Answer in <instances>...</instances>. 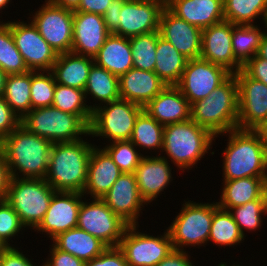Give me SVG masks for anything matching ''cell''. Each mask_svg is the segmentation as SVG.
I'll return each mask as SVG.
<instances>
[{"instance_id":"36","label":"cell","mask_w":267,"mask_h":266,"mask_svg":"<svg viewBox=\"0 0 267 266\" xmlns=\"http://www.w3.org/2000/svg\"><path fill=\"white\" fill-rule=\"evenodd\" d=\"M84 90L56 83L52 106L78 115L88 126L92 119L93 106L87 105Z\"/></svg>"},{"instance_id":"41","label":"cell","mask_w":267,"mask_h":266,"mask_svg":"<svg viewBox=\"0 0 267 266\" xmlns=\"http://www.w3.org/2000/svg\"><path fill=\"white\" fill-rule=\"evenodd\" d=\"M241 233L246 237L245 231L260 230L263 215H267V193L260 199L247 202L229 210ZM260 227V228H259Z\"/></svg>"},{"instance_id":"43","label":"cell","mask_w":267,"mask_h":266,"mask_svg":"<svg viewBox=\"0 0 267 266\" xmlns=\"http://www.w3.org/2000/svg\"><path fill=\"white\" fill-rule=\"evenodd\" d=\"M103 148L122 173H134L143 157V154L137 151V147L130 140L113 141Z\"/></svg>"},{"instance_id":"40","label":"cell","mask_w":267,"mask_h":266,"mask_svg":"<svg viewBox=\"0 0 267 266\" xmlns=\"http://www.w3.org/2000/svg\"><path fill=\"white\" fill-rule=\"evenodd\" d=\"M159 36V31H152L129 38L134 68L144 71H154Z\"/></svg>"},{"instance_id":"38","label":"cell","mask_w":267,"mask_h":266,"mask_svg":"<svg viewBox=\"0 0 267 266\" xmlns=\"http://www.w3.org/2000/svg\"><path fill=\"white\" fill-rule=\"evenodd\" d=\"M257 25H235L232 34V48L235 59L244 66L259 49L262 35Z\"/></svg>"},{"instance_id":"26","label":"cell","mask_w":267,"mask_h":266,"mask_svg":"<svg viewBox=\"0 0 267 266\" xmlns=\"http://www.w3.org/2000/svg\"><path fill=\"white\" fill-rule=\"evenodd\" d=\"M166 7L201 30L225 20L223 0H166Z\"/></svg>"},{"instance_id":"27","label":"cell","mask_w":267,"mask_h":266,"mask_svg":"<svg viewBox=\"0 0 267 266\" xmlns=\"http://www.w3.org/2000/svg\"><path fill=\"white\" fill-rule=\"evenodd\" d=\"M93 59L96 65L118 77L127 73L133 68L129 38L111 33Z\"/></svg>"},{"instance_id":"10","label":"cell","mask_w":267,"mask_h":266,"mask_svg":"<svg viewBox=\"0 0 267 266\" xmlns=\"http://www.w3.org/2000/svg\"><path fill=\"white\" fill-rule=\"evenodd\" d=\"M180 213L168 228L174 250L185 251L183 247L204 246L209 242V234L215 202L196 203L184 201Z\"/></svg>"},{"instance_id":"59","label":"cell","mask_w":267,"mask_h":266,"mask_svg":"<svg viewBox=\"0 0 267 266\" xmlns=\"http://www.w3.org/2000/svg\"><path fill=\"white\" fill-rule=\"evenodd\" d=\"M218 266H229V265H227V263H225V262H224V263H223V262H221V263H219V265H218ZM231 266H243V265H239V264H238V265H237V264H236V265H234V264H232Z\"/></svg>"},{"instance_id":"29","label":"cell","mask_w":267,"mask_h":266,"mask_svg":"<svg viewBox=\"0 0 267 266\" xmlns=\"http://www.w3.org/2000/svg\"><path fill=\"white\" fill-rule=\"evenodd\" d=\"M93 64V57L67 52L58 54L51 71L56 83L84 90Z\"/></svg>"},{"instance_id":"20","label":"cell","mask_w":267,"mask_h":266,"mask_svg":"<svg viewBox=\"0 0 267 266\" xmlns=\"http://www.w3.org/2000/svg\"><path fill=\"white\" fill-rule=\"evenodd\" d=\"M159 32L187 59L200 58L202 30L178 18L167 7L160 16Z\"/></svg>"},{"instance_id":"55","label":"cell","mask_w":267,"mask_h":266,"mask_svg":"<svg viewBox=\"0 0 267 266\" xmlns=\"http://www.w3.org/2000/svg\"><path fill=\"white\" fill-rule=\"evenodd\" d=\"M267 148V118L254 129Z\"/></svg>"},{"instance_id":"16","label":"cell","mask_w":267,"mask_h":266,"mask_svg":"<svg viewBox=\"0 0 267 266\" xmlns=\"http://www.w3.org/2000/svg\"><path fill=\"white\" fill-rule=\"evenodd\" d=\"M234 75L238 83V128L254 130L267 118V85L242 69Z\"/></svg>"},{"instance_id":"46","label":"cell","mask_w":267,"mask_h":266,"mask_svg":"<svg viewBox=\"0 0 267 266\" xmlns=\"http://www.w3.org/2000/svg\"><path fill=\"white\" fill-rule=\"evenodd\" d=\"M85 266H128V264L118 247H108L98 257L85 262Z\"/></svg>"},{"instance_id":"39","label":"cell","mask_w":267,"mask_h":266,"mask_svg":"<svg viewBox=\"0 0 267 266\" xmlns=\"http://www.w3.org/2000/svg\"><path fill=\"white\" fill-rule=\"evenodd\" d=\"M0 69L7 75L23 74L29 71L15 46L9 24L3 21H0Z\"/></svg>"},{"instance_id":"9","label":"cell","mask_w":267,"mask_h":266,"mask_svg":"<svg viewBox=\"0 0 267 266\" xmlns=\"http://www.w3.org/2000/svg\"><path fill=\"white\" fill-rule=\"evenodd\" d=\"M97 105L93 104L89 135L107 138L108 142L130 140L136 119L144 107L121 98Z\"/></svg>"},{"instance_id":"19","label":"cell","mask_w":267,"mask_h":266,"mask_svg":"<svg viewBox=\"0 0 267 266\" xmlns=\"http://www.w3.org/2000/svg\"><path fill=\"white\" fill-rule=\"evenodd\" d=\"M101 199L129 225H138L146 204L140 195L134 173H122Z\"/></svg>"},{"instance_id":"56","label":"cell","mask_w":267,"mask_h":266,"mask_svg":"<svg viewBox=\"0 0 267 266\" xmlns=\"http://www.w3.org/2000/svg\"><path fill=\"white\" fill-rule=\"evenodd\" d=\"M7 74L0 69V96H3Z\"/></svg>"},{"instance_id":"49","label":"cell","mask_w":267,"mask_h":266,"mask_svg":"<svg viewBox=\"0 0 267 266\" xmlns=\"http://www.w3.org/2000/svg\"><path fill=\"white\" fill-rule=\"evenodd\" d=\"M18 249L19 248H15L12 245L4 250L1 253L0 266H35V264L31 262V259L29 260L26 254L24 255L23 252H20Z\"/></svg>"},{"instance_id":"28","label":"cell","mask_w":267,"mask_h":266,"mask_svg":"<svg viewBox=\"0 0 267 266\" xmlns=\"http://www.w3.org/2000/svg\"><path fill=\"white\" fill-rule=\"evenodd\" d=\"M267 177H245L236 180L223 181L224 184L220 201V208L230 210L247 202L262 198L267 193Z\"/></svg>"},{"instance_id":"33","label":"cell","mask_w":267,"mask_h":266,"mask_svg":"<svg viewBox=\"0 0 267 266\" xmlns=\"http://www.w3.org/2000/svg\"><path fill=\"white\" fill-rule=\"evenodd\" d=\"M30 87L31 71L7 75L3 98L21 119L32 109Z\"/></svg>"},{"instance_id":"1","label":"cell","mask_w":267,"mask_h":266,"mask_svg":"<svg viewBox=\"0 0 267 266\" xmlns=\"http://www.w3.org/2000/svg\"><path fill=\"white\" fill-rule=\"evenodd\" d=\"M52 145L20 124L0 142L11 178L45 179Z\"/></svg>"},{"instance_id":"37","label":"cell","mask_w":267,"mask_h":266,"mask_svg":"<svg viewBox=\"0 0 267 266\" xmlns=\"http://www.w3.org/2000/svg\"><path fill=\"white\" fill-rule=\"evenodd\" d=\"M163 133L164 126L143 110L136 119L130 141L143 150L146 148L162 152Z\"/></svg>"},{"instance_id":"5","label":"cell","mask_w":267,"mask_h":266,"mask_svg":"<svg viewBox=\"0 0 267 266\" xmlns=\"http://www.w3.org/2000/svg\"><path fill=\"white\" fill-rule=\"evenodd\" d=\"M166 0H112L102 15L110 33L133 37L159 31Z\"/></svg>"},{"instance_id":"52","label":"cell","mask_w":267,"mask_h":266,"mask_svg":"<svg viewBox=\"0 0 267 266\" xmlns=\"http://www.w3.org/2000/svg\"><path fill=\"white\" fill-rule=\"evenodd\" d=\"M112 0H81L75 11L103 15Z\"/></svg>"},{"instance_id":"32","label":"cell","mask_w":267,"mask_h":266,"mask_svg":"<svg viewBox=\"0 0 267 266\" xmlns=\"http://www.w3.org/2000/svg\"><path fill=\"white\" fill-rule=\"evenodd\" d=\"M84 93L86 98L91 95L95 102L99 101L98 106L118 100L120 99L118 76L94 63Z\"/></svg>"},{"instance_id":"2","label":"cell","mask_w":267,"mask_h":266,"mask_svg":"<svg viewBox=\"0 0 267 266\" xmlns=\"http://www.w3.org/2000/svg\"><path fill=\"white\" fill-rule=\"evenodd\" d=\"M227 147L222 152L223 180L245 177H267V148L252 129H233L227 132Z\"/></svg>"},{"instance_id":"51","label":"cell","mask_w":267,"mask_h":266,"mask_svg":"<svg viewBox=\"0 0 267 266\" xmlns=\"http://www.w3.org/2000/svg\"><path fill=\"white\" fill-rule=\"evenodd\" d=\"M11 180L9 167L5 155L0 146V200H5L8 194V188Z\"/></svg>"},{"instance_id":"21","label":"cell","mask_w":267,"mask_h":266,"mask_svg":"<svg viewBox=\"0 0 267 266\" xmlns=\"http://www.w3.org/2000/svg\"><path fill=\"white\" fill-rule=\"evenodd\" d=\"M110 34L102 15L73 11L72 53L94 57Z\"/></svg>"},{"instance_id":"35","label":"cell","mask_w":267,"mask_h":266,"mask_svg":"<svg viewBox=\"0 0 267 266\" xmlns=\"http://www.w3.org/2000/svg\"><path fill=\"white\" fill-rule=\"evenodd\" d=\"M245 236L241 233L239 226L229 210L220 208L215 202V212L211 223L209 241L221 246L234 247L242 243Z\"/></svg>"},{"instance_id":"44","label":"cell","mask_w":267,"mask_h":266,"mask_svg":"<svg viewBox=\"0 0 267 266\" xmlns=\"http://www.w3.org/2000/svg\"><path fill=\"white\" fill-rule=\"evenodd\" d=\"M25 227L22 225L18 214L6 201L0 200V238L9 247L10 240L20 233ZM9 242V243H8Z\"/></svg>"},{"instance_id":"34","label":"cell","mask_w":267,"mask_h":266,"mask_svg":"<svg viewBox=\"0 0 267 266\" xmlns=\"http://www.w3.org/2000/svg\"><path fill=\"white\" fill-rule=\"evenodd\" d=\"M223 15L234 25H254L262 17L267 28V0H223Z\"/></svg>"},{"instance_id":"3","label":"cell","mask_w":267,"mask_h":266,"mask_svg":"<svg viewBox=\"0 0 267 266\" xmlns=\"http://www.w3.org/2000/svg\"><path fill=\"white\" fill-rule=\"evenodd\" d=\"M93 146L83 139L53 143L45 180L55 191L83 193Z\"/></svg>"},{"instance_id":"57","label":"cell","mask_w":267,"mask_h":266,"mask_svg":"<svg viewBox=\"0 0 267 266\" xmlns=\"http://www.w3.org/2000/svg\"><path fill=\"white\" fill-rule=\"evenodd\" d=\"M12 0H0V11L1 9L8 8L7 4L10 3Z\"/></svg>"},{"instance_id":"12","label":"cell","mask_w":267,"mask_h":266,"mask_svg":"<svg viewBox=\"0 0 267 266\" xmlns=\"http://www.w3.org/2000/svg\"><path fill=\"white\" fill-rule=\"evenodd\" d=\"M81 202L77 227L98 238L107 247H118L129 226L115 214L101 198Z\"/></svg>"},{"instance_id":"42","label":"cell","mask_w":267,"mask_h":266,"mask_svg":"<svg viewBox=\"0 0 267 266\" xmlns=\"http://www.w3.org/2000/svg\"><path fill=\"white\" fill-rule=\"evenodd\" d=\"M55 88L56 80L51 70L31 71L32 109L52 106Z\"/></svg>"},{"instance_id":"58","label":"cell","mask_w":267,"mask_h":266,"mask_svg":"<svg viewBox=\"0 0 267 266\" xmlns=\"http://www.w3.org/2000/svg\"><path fill=\"white\" fill-rule=\"evenodd\" d=\"M9 246H7L0 238V253L6 250Z\"/></svg>"},{"instance_id":"15","label":"cell","mask_w":267,"mask_h":266,"mask_svg":"<svg viewBox=\"0 0 267 266\" xmlns=\"http://www.w3.org/2000/svg\"><path fill=\"white\" fill-rule=\"evenodd\" d=\"M231 73L224 67L202 58L189 59L179 82L175 85L189 104L206 98Z\"/></svg>"},{"instance_id":"53","label":"cell","mask_w":267,"mask_h":266,"mask_svg":"<svg viewBox=\"0 0 267 266\" xmlns=\"http://www.w3.org/2000/svg\"><path fill=\"white\" fill-rule=\"evenodd\" d=\"M56 6L75 11L81 0H50Z\"/></svg>"},{"instance_id":"14","label":"cell","mask_w":267,"mask_h":266,"mask_svg":"<svg viewBox=\"0 0 267 266\" xmlns=\"http://www.w3.org/2000/svg\"><path fill=\"white\" fill-rule=\"evenodd\" d=\"M15 46L29 71H50L57 60L56 51L43 39L32 22L8 21Z\"/></svg>"},{"instance_id":"18","label":"cell","mask_w":267,"mask_h":266,"mask_svg":"<svg viewBox=\"0 0 267 266\" xmlns=\"http://www.w3.org/2000/svg\"><path fill=\"white\" fill-rule=\"evenodd\" d=\"M82 198V193L55 191L42 222L34 231L44 232L53 239L62 232L76 228Z\"/></svg>"},{"instance_id":"47","label":"cell","mask_w":267,"mask_h":266,"mask_svg":"<svg viewBox=\"0 0 267 266\" xmlns=\"http://www.w3.org/2000/svg\"><path fill=\"white\" fill-rule=\"evenodd\" d=\"M49 251L50 258H47L42 266H85V262L70 253L57 249L53 244Z\"/></svg>"},{"instance_id":"45","label":"cell","mask_w":267,"mask_h":266,"mask_svg":"<svg viewBox=\"0 0 267 266\" xmlns=\"http://www.w3.org/2000/svg\"><path fill=\"white\" fill-rule=\"evenodd\" d=\"M21 124V118L0 96V142Z\"/></svg>"},{"instance_id":"54","label":"cell","mask_w":267,"mask_h":266,"mask_svg":"<svg viewBox=\"0 0 267 266\" xmlns=\"http://www.w3.org/2000/svg\"><path fill=\"white\" fill-rule=\"evenodd\" d=\"M267 29L262 35L257 55L264 60H267Z\"/></svg>"},{"instance_id":"6","label":"cell","mask_w":267,"mask_h":266,"mask_svg":"<svg viewBox=\"0 0 267 266\" xmlns=\"http://www.w3.org/2000/svg\"><path fill=\"white\" fill-rule=\"evenodd\" d=\"M215 136L191 119L164 126L162 152L177 169L189 170L211 150ZM192 166V167H191Z\"/></svg>"},{"instance_id":"13","label":"cell","mask_w":267,"mask_h":266,"mask_svg":"<svg viewBox=\"0 0 267 266\" xmlns=\"http://www.w3.org/2000/svg\"><path fill=\"white\" fill-rule=\"evenodd\" d=\"M32 15L30 21L57 54L71 52L73 42V11L56 6L50 0Z\"/></svg>"},{"instance_id":"48","label":"cell","mask_w":267,"mask_h":266,"mask_svg":"<svg viewBox=\"0 0 267 266\" xmlns=\"http://www.w3.org/2000/svg\"><path fill=\"white\" fill-rule=\"evenodd\" d=\"M242 70L249 77L259 80L267 85V60L260 58L256 54L243 66Z\"/></svg>"},{"instance_id":"7","label":"cell","mask_w":267,"mask_h":266,"mask_svg":"<svg viewBox=\"0 0 267 266\" xmlns=\"http://www.w3.org/2000/svg\"><path fill=\"white\" fill-rule=\"evenodd\" d=\"M21 125L52 143L75 142L83 135L90 136L89 126L78 115L54 106L31 109L21 119Z\"/></svg>"},{"instance_id":"22","label":"cell","mask_w":267,"mask_h":266,"mask_svg":"<svg viewBox=\"0 0 267 266\" xmlns=\"http://www.w3.org/2000/svg\"><path fill=\"white\" fill-rule=\"evenodd\" d=\"M165 156H144L139 162L134 175L141 197L146 205L160 196L173 180L172 167ZM160 193V194H159Z\"/></svg>"},{"instance_id":"4","label":"cell","mask_w":267,"mask_h":266,"mask_svg":"<svg viewBox=\"0 0 267 266\" xmlns=\"http://www.w3.org/2000/svg\"><path fill=\"white\" fill-rule=\"evenodd\" d=\"M190 119L219 137L238 128V83L231 74L206 98L191 104ZM223 134V135H222Z\"/></svg>"},{"instance_id":"25","label":"cell","mask_w":267,"mask_h":266,"mask_svg":"<svg viewBox=\"0 0 267 266\" xmlns=\"http://www.w3.org/2000/svg\"><path fill=\"white\" fill-rule=\"evenodd\" d=\"M191 105L175 85H167L144 110L165 126L190 119Z\"/></svg>"},{"instance_id":"31","label":"cell","mask_w":267,"mask_h":266,"mask_svg":"<svg viewBox=\"0 0 267 266\" xmlns=\"http://www.w3.org/2000/svg\"><path fill=\"white\" fill-rule=\"evenodd\" d=\"M189 59L161 36L157 40L154 72L167 85H176Z\"/></svg>"},{"instance_id":"17","label":"cell","mask_w":267,"mask_h":266,"mask_svg":"<svg viewBox=\"0 0 267 266\" xmlns=\"http://www.w3.org/2000/svg\"><path fill=\"white\" fill-rule=\"evenodd\" d=\"M235 25L223 20L202 30L201 56L213 64L224 67L231 74L243 66L235 59L232 48V34Z\"/></svg>"},{"instance_id":"50","label":"cell","mask_w":267,"mask_h":266,"mask_svg":"<svg viewBox=\"0 0 267 266\" xmlns=\"http://www.w3.org/2000/svg\"><path fill=\"white\" fill-rule=\"evenodd\" d=\"M186 252L187 251L174 250L156 266H195L189 259L190 255Z\"/></svg>"},{"instance_id":"11","label":"cell","mask_w":267,"mask_h":266,"mask_svg":"<svg viewBox=\"0 0 267 266\" xmlns=\"http://www.w3.org/2000/svg\"><path fill=\"white\" fill-rule=\"evenodd\" d=\"M139 225H129L118 248L123 252L128 266H156L174 251L168 229L163 235L153 236L138 230ZM138 230V231H137Z\"/></svg>"},{"instance_id":"8","label":"cell","mask_w":267,"mask_h":266,"mask_svg":"<svg viewBox=\"0 0 267 266\" xmlns=\"http://www.w3.org/2000/svg\"><path fill=\"white\" fill-rule=\"evenodd\" d=\"M55 190L45 179L11 178L6 201L25 228L35 230L42 222Z\"/></svg>"},{"instance_id":"30","label":"cell","mask_w":267,"mask_h":266,"mask_svg":"<svg viewBox=\"0 0 267 266\" xmlns=\"http://www.w3.org/2000/svg\"><path fill=\"white\" fill-rule=\"evenodd\" d=\"M52 241L57 249L70 253L84 262L98 257L108 248L98 238L78 227L58 234Z\"/></svg>"},{"instance_id":"24","label":"cell","mask_w":267,"mask_h":266,"mask_svg":"<svg viewBox=\"0 0 267 266\" xmlns=\"http://www.w3.org/2000/svg\"><path fill=\"white\" fill-rule=\"evenodd\" d=\"M122 174L119 167L113 162L112 157L103 148L93 146L90 154L87 181L83 195H91L92 198H101Z\"/></svg>"},{"instance_id":"23","label":"cell","mask_w":267,"mask_h":266,"mask_svg":"<svg viewBox=\"0 0 267 266\" xmlns=\"http://www.w3.org/2000/svg\"><path fill=\"white\" fill-rule=\"evenodd\" d=\"M121 99L145 107L166 86L154 71L131 68L118 77Z\"/></svg>"}]
</instances>
